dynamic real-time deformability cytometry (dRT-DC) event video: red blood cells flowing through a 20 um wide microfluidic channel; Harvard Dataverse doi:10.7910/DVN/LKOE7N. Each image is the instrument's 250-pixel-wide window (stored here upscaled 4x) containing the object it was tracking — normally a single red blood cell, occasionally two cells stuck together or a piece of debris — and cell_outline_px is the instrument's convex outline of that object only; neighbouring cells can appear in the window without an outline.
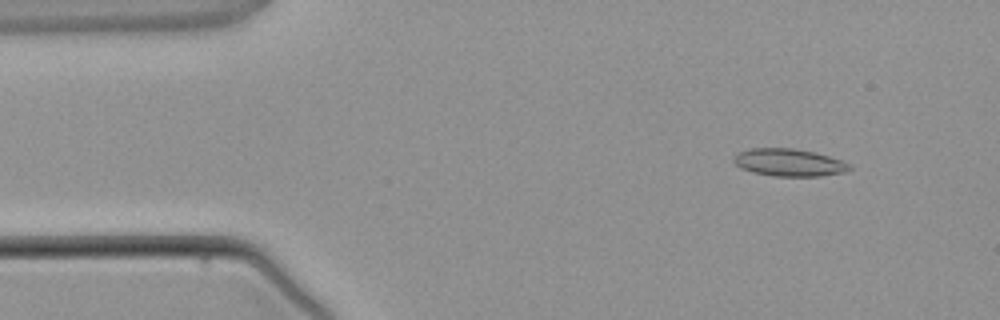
{"species": "common noctule bat (a hibernating species)", "species_latin": "Nyctalus noctula", "temperature_condition": "warm", "stored_images_in_passage": 5, "camera_frame_rate_fps": 3000, "um_per_image_px": 0.085, "animal": {"sex": "male", "body_mass_g": 21.5, "forearm_length_mm": 52.0}, "frame": {"image": 1, "passage_image": 2, "time_ms": 1.0, "image_size_px": [1000, 320], "cell_outline_px": [[852, 168], [844, 172], [820, 176], [772, 176], [752, 172], [740, 168], [732, 160], [740, 152], [748, 148], [792, 148], [812, 152], [844, 160]], "centroid_in_image_um": [67.06, 13.82], "position_along_channel_um": 17.9, "area_um2": 18.44}}
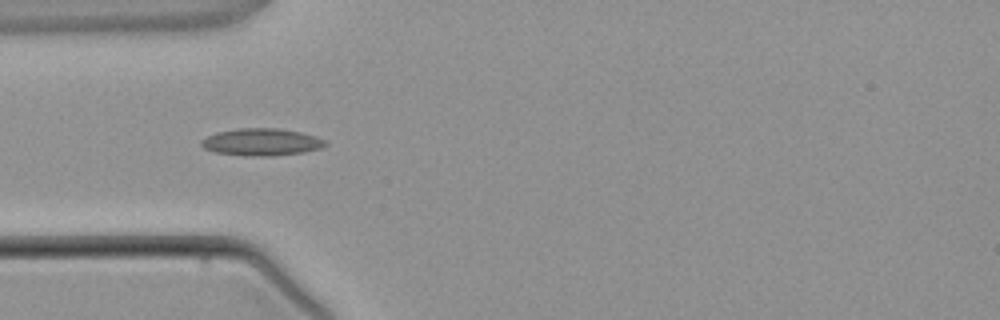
{"frame": {"image": 2, "passage_image": 4, "time_ms": 3.667, "image_size_px": [1000, 320], "cell_outline_px": [[328, 144], [320, 148], [304, 152], [272, 156], [244, 156], [216, 152], [204, 148], [200, 144], [200, 140], [216, 132], [236, 128], [280, 128], [300, 132], [316, 136], [324, 140]], "centroid_in_image_um": [22.21, 12.07], "position_along_channel_um": 62.8, "area_um2": 19.77}}
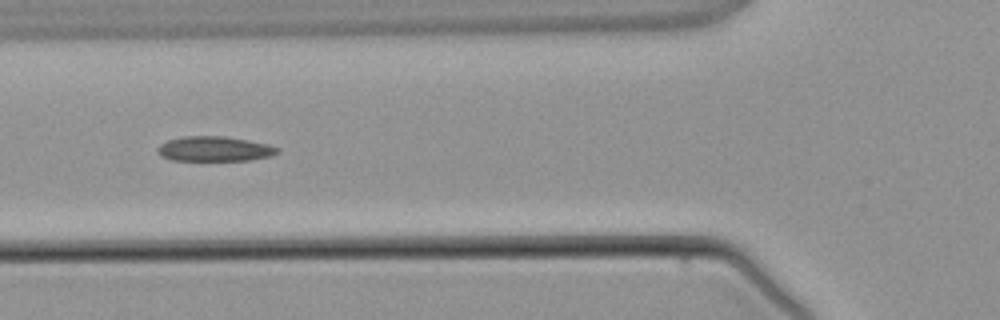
{"frame": {"image": 3, "passage_image": 5, "time_ms": 4.667, "image_size_px": [1000, 320], "cell_outline_px": [[280, 152], [272, 156], [252, 160], [172, 160], [160, 156], [156, 152], [156, 148], [160, 144], [168, 140], [184, 136], [224, 136], [248, 140], [268, 144], [280, 148]], "centroid_in_image_um": [18.24, 12.65], "position_along_channel_um": 107.6, "area_um2": 17.57}}